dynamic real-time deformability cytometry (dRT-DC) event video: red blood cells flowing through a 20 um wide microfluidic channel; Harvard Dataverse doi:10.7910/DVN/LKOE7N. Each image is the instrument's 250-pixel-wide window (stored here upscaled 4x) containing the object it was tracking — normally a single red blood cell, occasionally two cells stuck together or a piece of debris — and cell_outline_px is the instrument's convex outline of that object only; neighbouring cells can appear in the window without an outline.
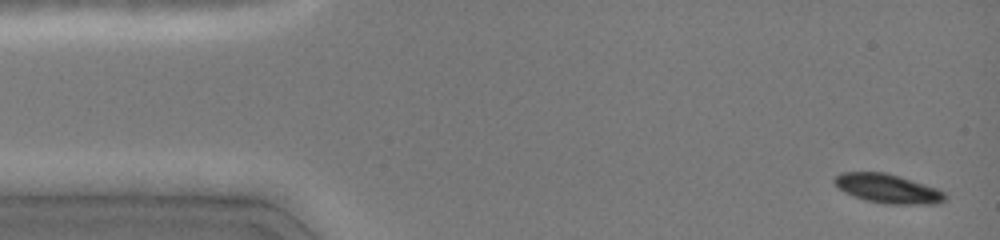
{"species": "common noctule bat (a hibernating species)", "species_latin": "Nyctalus noctula", "temperature_condition": "cold", "stored_images_in_passage": 10, "camera_frame_rate_fps": 3000, "um_per_image_px": 0.085, "animal": {"sex": "female", "body_mass_g": 19.0, "forearm_length_mm": 51.5}, "frame": {"image": 1, "passage_image": 1, "time_ms": 0.0, "image_size_px": [1000, 240], "cell_outline_px": [[948, 196], [940, 204], [884, 204], [864, 200], [844, 192], [832, 180], [840, 172], [884, 172], [924, 184], [936, 188], [944, 192]], "centroid_in_image_um": [75.46, 16.04], "position_along_channel_um": 9.5, "area_um2": 18.73}}
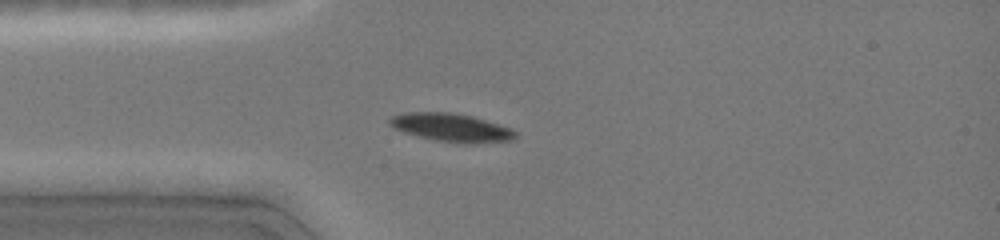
{"frame": {"image": 2, "passage_image": 5, "time_ms": 3.333, "image_size_px": [1000, 240], "cell_outline_px": [[516, 136], [512, 140], [472, 144], [468, 144], [436, 140], [404, 132], [388, 124], [388, 120], [392, 116], [404, 112], [452, 112], [472, 116], [512, 128], [516, 132]], "centroid_in_image_um": [38.38, 10.84], "position_along_channel_um": 46.6, "area_um2": 20.63}}
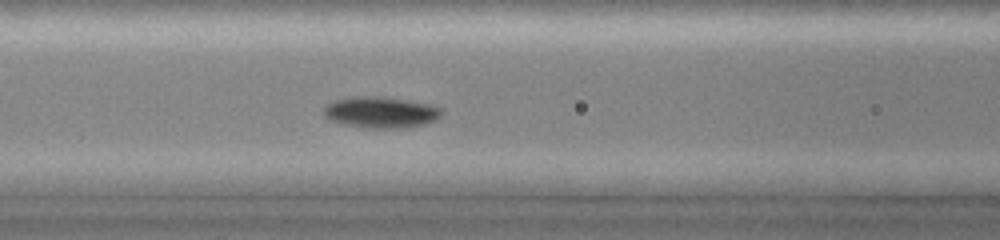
{"frame": {"image": 3, "passage_image": 10, "time_ms": 5.667, "image_size_px": [1000, 240], "cell_outline_px": [[444, 112], [436, 120], [424, 124], [404, 128], [364, 128], [340, 124], [328, 120], [324, 116], [324, 108], [332, 100], [352, 96], [384, 96], [432, 104], [444, 108]], "centroid_in_image_um": [32.37, 9.54], "position_along_channel_um": 134.2, "area_um2": 22.08}}